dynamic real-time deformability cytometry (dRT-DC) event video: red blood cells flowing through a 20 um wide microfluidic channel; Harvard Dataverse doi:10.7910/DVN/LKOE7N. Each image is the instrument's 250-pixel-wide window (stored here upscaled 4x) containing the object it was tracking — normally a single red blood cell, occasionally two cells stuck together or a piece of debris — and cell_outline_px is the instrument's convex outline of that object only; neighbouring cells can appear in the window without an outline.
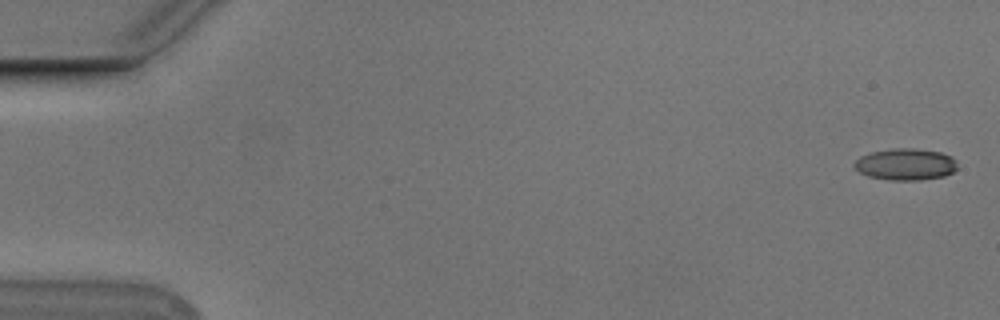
{"species": "Egyptian fruit bat (a non-hibernating species)", "species_latin": "Rousettus aegyptiacus", "temperature_condition": "cold", "stored_images_in_passage": 54, "camera_frame_rate_fps": 3000, "um_per_image_px": 0.085, "animal": {"sex": "male"}, "frame": {"image": 1, "passage_image": 1, "time_ms": 0.0, "image_size_px": [1000, 320], "cell_outline_px": [[956, 168], [952, 172], [944, 176], [920, 180], [892, 180], [868, 176], [860, 172], [852, 164], [860, 156], [872, 152], [896, 148], [912, 148], [940, 152], [952, 156], [956, 160]], "centroid_in_image_um": [76.98, 13.96], "position_along_channel_um": 8.0, "area_um2": 18.9}}
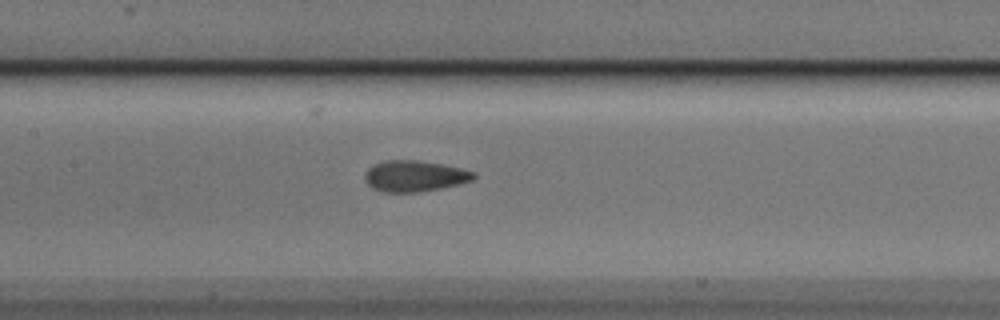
{"frame": {"image": 2, "passage_image": 26, "time_ms": 8.333, "image_size_px": [1000, 320], "cell_outline_px": [[476, 176], [472, 180], [460, 184], [420, 192], [380, 192], [372, 188], [364, 180], [364, 172], [368, 168], [384, 160], [416, 160], [440, 164], [460, 168], [476, 172]], "centroid_in_image_um": [35.21, 14.97], "position_along_channel_um": 172.2, "area_um2": 19.77}}
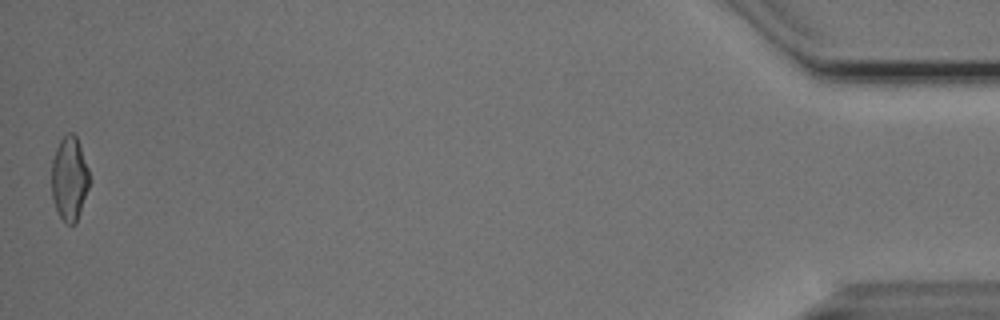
{"frame": {"image": 3, "passage_image": 54, "time_ms": 17.667, "image_size_px": [1000, 320], "cell_outline_px": [[92, 180], [76, 224], [68, 224], [60, 216], [56, 208], [52, 196], [52, 160], [56, 148], [60, 140], [68, 132], [72, 132], [76, 136], [88, 168]], "centroid_in_image_um": [5.93, 15.18], "position_along_channel_um": 429.3, "area_um2": 18.61}, "authors_computed_cell_mechanics": {"area_um2": 19.1896, "velocity_mm_per_s": 3.7688, "shape_relaxation_time_tau1_ms": 4.9061, "shape_relaxation_time_tau2_ms": 1.4979, "deformation_change_tau1": 0.1319, "deformation_change_tau2": 0.0755}}